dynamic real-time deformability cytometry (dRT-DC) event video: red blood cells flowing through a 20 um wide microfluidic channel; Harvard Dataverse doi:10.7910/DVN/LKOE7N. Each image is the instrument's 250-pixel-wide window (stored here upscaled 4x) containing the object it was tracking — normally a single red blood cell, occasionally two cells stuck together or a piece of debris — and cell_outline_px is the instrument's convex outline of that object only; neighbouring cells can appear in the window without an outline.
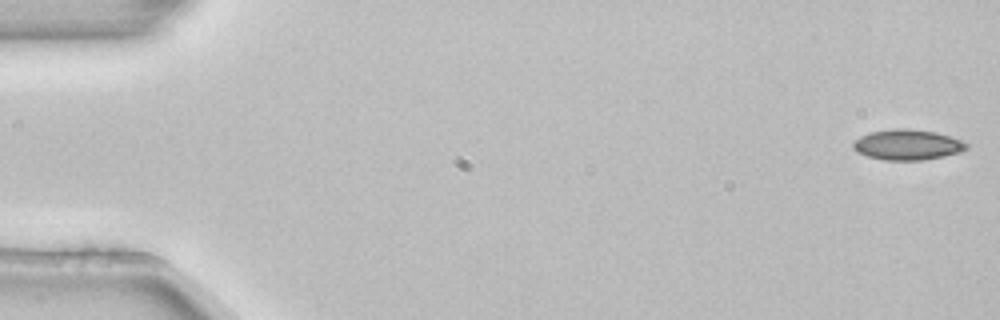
{"species": "common noctule bat (a hibernating species)", "species_latin": "Nyctalus noctula", "temperature_condition": "room temperature", "stored_images_in_passage": 3, "segment_of_instrument_passage": [1, 2], "camera_frame_rate_fps": 3000, "um_per_image_px": 0.085, "animal": {"sex": "female", "body_mass_g": 22.7, "forearm_length_mm": 54.2}, "frame": {"image": 1, "passage_image": 1, "time_ms": 0.0, "image_size_px": [1000, 320], "cell_outline_px": [[968, 148], [960, 152], [944, 156], [924, 160], [884, 160], [868, 156], [856, 152], [852, 148], [852, 140], [868, 132], [896, 128], [908, 128], [936, 132], [960, 140], [968, 144]], "centroid_in_image_um": [77.08, 12.3], "position_along_channel_um": 7.9, "area_um2": 20.29}}